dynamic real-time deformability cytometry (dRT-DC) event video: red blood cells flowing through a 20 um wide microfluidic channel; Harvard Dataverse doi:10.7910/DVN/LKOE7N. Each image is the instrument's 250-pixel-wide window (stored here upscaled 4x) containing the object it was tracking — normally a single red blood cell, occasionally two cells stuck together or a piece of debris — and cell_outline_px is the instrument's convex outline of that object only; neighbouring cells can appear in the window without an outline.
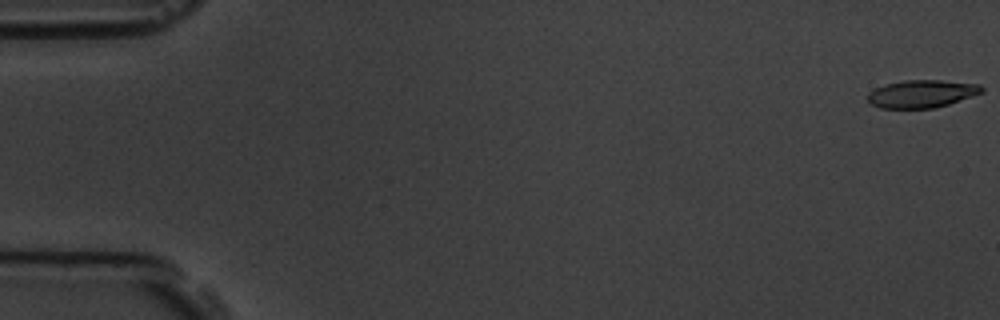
{"species": "common noctule bat (a hibernating species)", "species_latin": "Nyctalus noctula", "temperature_condition": "room temperature", "stored_images_in_passage": 6, "camera_frame_rate_fps": 3000, "um_per_image_px": 0.085, "animal": {"sex": "male", "body_mass_g": 19.5, "forearm_length_mm": 54.6}, "frame": {"image": 1, "passage_image": 1, "time_ms": 0.0, "image_size_px": [1000, 320], "cell_outline_px": [[984, 92], [948, 104], [932, 108], [880, 108], [872, 104], [868, 100], [868, 92], [884, 84], [904, 80], [940, 80], [980, 84], [984, 88]], "centroid_in_image_um": [78.35, 7.96], "position_along_channel_um": 6.6, "area_um2": 18.38}}
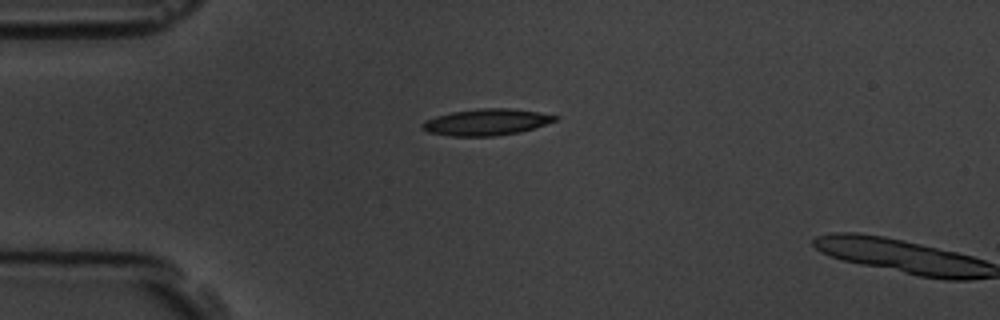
{"frame": {"image": 2, "passage_image": 5, "time_ms": 4.667, "image_size_px": [1000, 320], "cell_outline_px": [[560, 116], [556, 120], [520, 132], [492, 136], [452, 136], [428, 132], [420, 128], [420, 124], [424, 120], [436, 116], [452, 112], [480, 108], [512, 108], [540, 112]], "centroid_in_image_um": [41.31, 10.37], "position_along_channel_um": 43.7, "area_um2": 20.46}}